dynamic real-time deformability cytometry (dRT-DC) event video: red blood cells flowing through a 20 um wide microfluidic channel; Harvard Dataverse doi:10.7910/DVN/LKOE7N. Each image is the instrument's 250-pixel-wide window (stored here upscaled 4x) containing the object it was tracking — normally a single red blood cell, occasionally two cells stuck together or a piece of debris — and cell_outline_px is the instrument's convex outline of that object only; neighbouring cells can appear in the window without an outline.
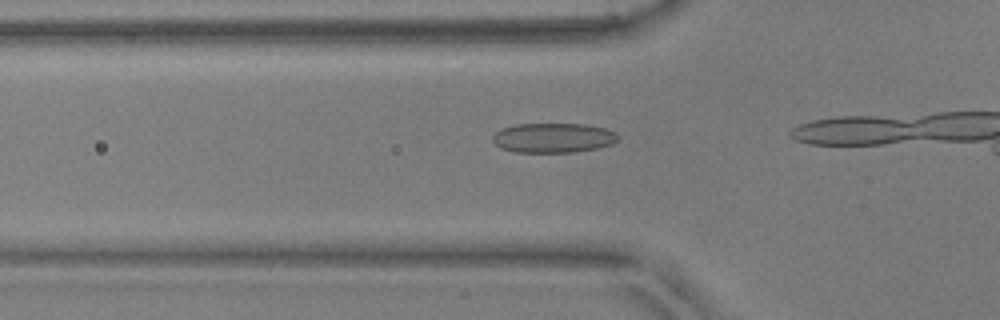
{"species": "common noctule bat (a hibernating species)", "species_latin": "Nyctalus noctula", "temperature_condition": "warm", "stored_images_in_passage": 14, "camera_frame_rate_fps": 3000, "um_per_image_px": 0.085, "animal": {"sex": "male", "body_mass_g": 17.9, "forearm_length_mm": 54.2}, "frame": {"image": 1, "passage_image": 12, "time_ms": 3.667, "image_size_px": [1000, 320], "cell_outline_px": [[620, 136], [612, 144], [596, 148], [572, 152], [516, 152], [500, 148], [492, 140], [492, 136], [500, 128], [516, 124], [584, 124], [604, 128], [616, 132]], "centroid_in_image_um": [47.0, 11.71], "position_along_channel_um": 78.8, "area_um2": 21.68}}